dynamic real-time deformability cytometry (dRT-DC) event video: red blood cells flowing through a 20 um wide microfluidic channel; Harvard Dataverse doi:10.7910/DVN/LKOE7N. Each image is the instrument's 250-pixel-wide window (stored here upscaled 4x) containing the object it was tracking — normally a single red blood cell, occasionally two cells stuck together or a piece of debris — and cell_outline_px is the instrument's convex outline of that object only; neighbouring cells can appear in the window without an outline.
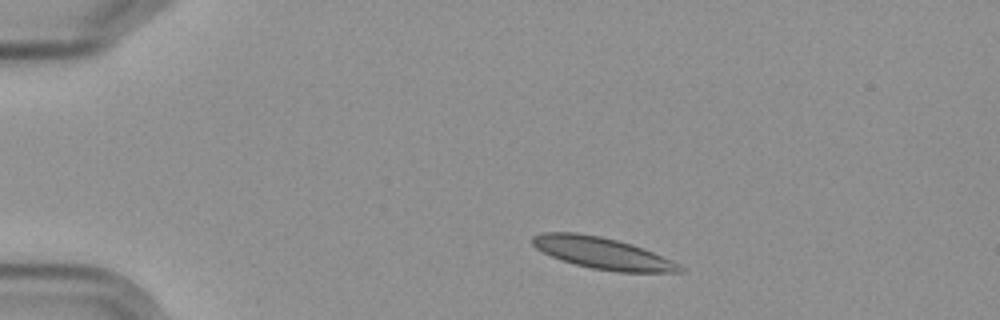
{"species": "Egyptian fruit bat (a non-hibernating species)", "species_latin": "Rousettus aegyptiacus", "temperature_condition": "cold", "stored_images_in_passage": 3, "camera_frame_rate_fps": 3000, "um_per_image_px": 0.085, "frame": {"image": 1, "passage_image": 1, "time_ms": 0.0, "image_size_px": [1000, 320], "cell_outline_px": [[684, 272], [616, 272], [592, 268], [560, 260], [536, 248], [532, 244], [532, 236], [544, 232], [576, 232], [600, 236], [632, 244], [652, 252], [684, 268]], "centroid_in_image_um": [51.15, 21.51], "position_along_channel_um": 33.9, "area_um2": 26.7}}